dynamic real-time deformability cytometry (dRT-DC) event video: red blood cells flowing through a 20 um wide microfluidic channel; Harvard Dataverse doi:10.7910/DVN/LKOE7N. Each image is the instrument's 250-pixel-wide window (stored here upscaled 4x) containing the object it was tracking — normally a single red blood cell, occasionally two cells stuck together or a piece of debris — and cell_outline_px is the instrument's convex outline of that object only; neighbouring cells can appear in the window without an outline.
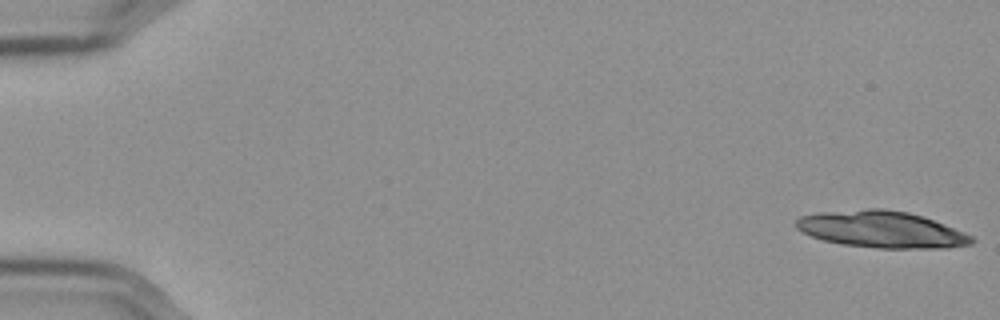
{"species": "Egyptian fruit bat (a non-hibernating species)", "species_latin": "Rousettus aegyptiacus", "temperature_condition": "cold", "stored_images_in_passage": 22, "camera_frame_rate_fps": 3000, "um_per_image_px": 0.085, "frame": {"image": 1, "passage_image": 1, "time_ms": 0.0, "image_size_px": [1000, 320], "cell_outline_px": [[976, 240], [972, 244], [948, 248], [876, 248], [840, 244], [824, 240], [812, 236], [796, 228], [796, 220], [800, 216], [820, 212], [868, 208], [880, 208], [908, 212], [924, 216], [964, 232], [972, 236]], "centroid_in_image_um": [74.95, 19.5], "position_along_channel_um": 10.0, "area_um2": 37.63}}
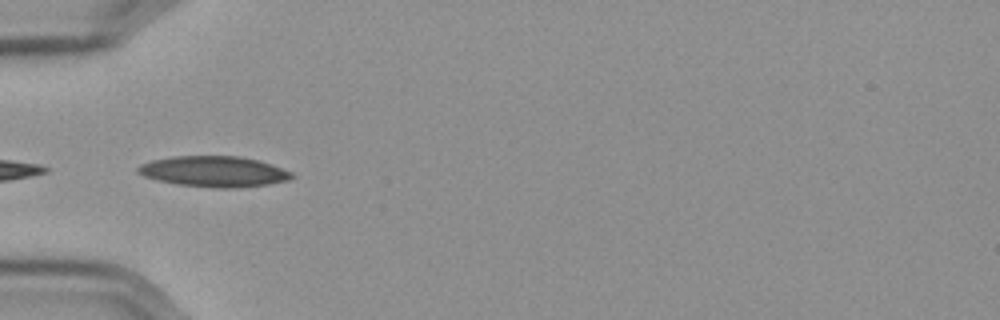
{"frame": {"image": 2, "passage_image": 19, "time_ms": 6.0, "image_size_px": [1000, 320], "cell_outline_px": [[296, 176], [288, 180], [268, 184], [236, 188], [216, 188], [176, 184], [156, 180], [144, 176], [136, 172], [136, 168], [140, 164], [152, 160], [172, 156], [240, 156], [272, 164], [292, 172]], "centroid_in_image_um": [18.17, 14.58], "position_along_channel_um": 66.8, "area_um2": 27.69}}